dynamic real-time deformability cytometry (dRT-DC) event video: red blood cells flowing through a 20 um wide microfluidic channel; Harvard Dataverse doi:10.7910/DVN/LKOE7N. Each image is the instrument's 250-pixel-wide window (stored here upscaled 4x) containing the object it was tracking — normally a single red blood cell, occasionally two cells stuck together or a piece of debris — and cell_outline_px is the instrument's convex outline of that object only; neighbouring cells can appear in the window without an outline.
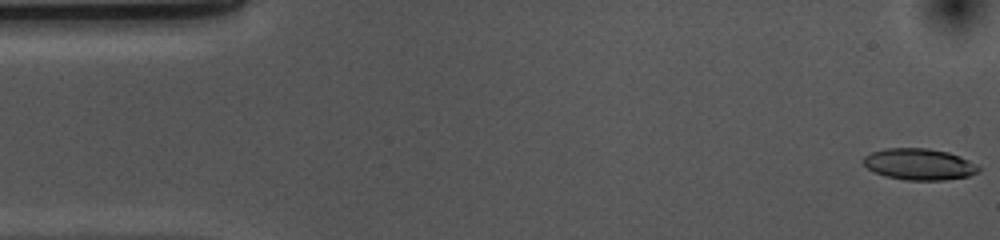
{"species": "common noctule bat (a hibernating species)", "species_latin": "Nyctalus noctula", "temperature_condition": "cold", "stored_images_in_passage": 53, "camera_frame_rate_fps": 3000, "um_per_image_px": 0.085, "animal": {"sex": "female", "body_mass_g": 10.0, "forearm_length_mm": 53.1}, "frame": {"image": 1, "passage_image": 1, "time_ms": 0.0, "image_size_px": [1000, 240], "cell_outline_px": [[980, 172], [968, 176], [944, 180], [908, 180], [884, 176], [868, 168], [860, 160], [864, 156], [872, 152], [888, 148], [928, 148], [948, 152], [960, 156], [976, 164], [980, 168]], "centroid_in_image_um": [78.14, 13.96], "position_along_channel_um": 6.9, "area_um2": 21.1}}
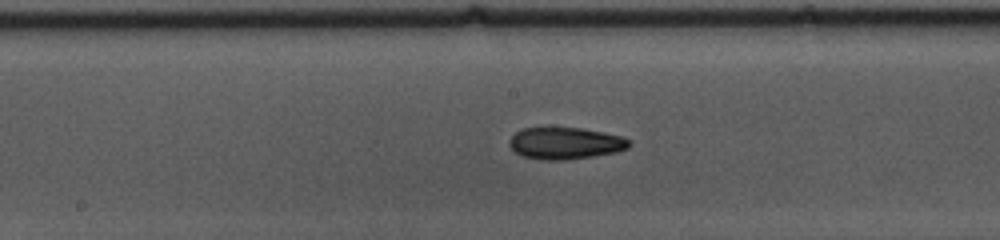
{"frame": {"image": 2, "passage_image": 26, "time_ms": 8.333, "image_size_px": [1000, 240], "cell_outline_px": [[632, 144], [628, 148], [616, 152], [592, 156], [564, 160], [540, 160], [524, 156], [516, 152], [508, 144], [508, 140], [516, 132], [524, 128], [584, 128], [620, 136], [632, 140]], "centroid_in_image_um": [48.07, 12.18], "position_along_channel_um": 200.1, "area_um2": 22.2}}
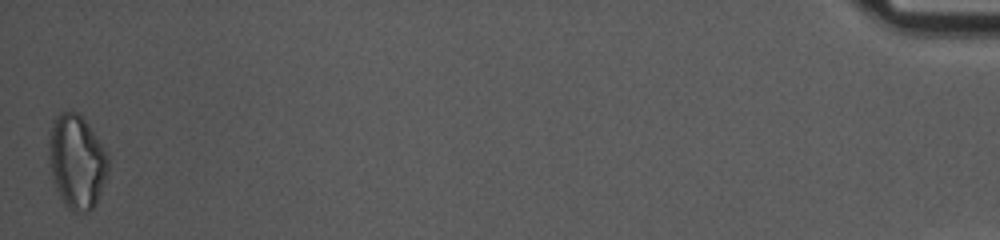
{"frame": {"image": 3, "passage_image": 53, "time_ms": 17.333, "image_size_px": [1000, 240], "cell_outline_px": [[108, 172], [100, 192], [92, 208], [88, 212], [72, 212], [64, 204], [52, 180], [48, 160], [48, 140], [52, 124], [56, 116], [60, 112], [80, 112], [108, 156]], "centroid_in_image_um": [6.49, 13.74], "position_along_channel_um": 428.7, "area_um2": 32.37}, "authors_computed_cell_mechanics": {"area_um2": 22.0796, "velocity_mm_per_s": 3.6661, "shape_relaxation_time_tau1_ms": 7.2196, "shape_relaxation_time_tau2_ms": 4.6895, "deformation_change_tau1": 0.152, "deformation_change_tau2": 0.126}}